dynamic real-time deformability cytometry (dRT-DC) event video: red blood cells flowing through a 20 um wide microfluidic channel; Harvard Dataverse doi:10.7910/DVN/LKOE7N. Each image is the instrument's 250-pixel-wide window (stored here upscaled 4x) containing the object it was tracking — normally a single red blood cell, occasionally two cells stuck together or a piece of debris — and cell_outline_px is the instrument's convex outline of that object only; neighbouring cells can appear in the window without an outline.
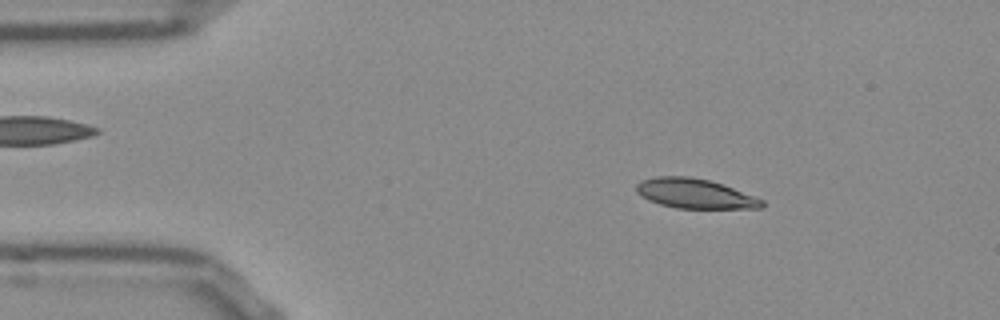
{"species": "Egyptian fruit bat (a non-hibernating species)", "species_latin": "Rousettus aegyptiacus", "temperature_condition": "room temperature", "stored_images_in_passage": 51, "camera_frame_rate_fps": 3000, "um_per_image_px": 0.085, "frame": {"image": 1, "passage_image": 7, "time_ms": 2.0, "image_size_px": [1000, 320], "cell_outline_px": [[764, 204], [760, 208], [676, 208], [660, 204], [648, 200], [640, 196], [636, 192], [636, 184], [644, 180], [656, 176], [688, 176], [708, 180], [724, 184], [756, 196], [764, 200]], "centroid_in_image_um": [59.07, 16.45], "position_along_channel_um": 25.9, "area_um2": 21.79}}
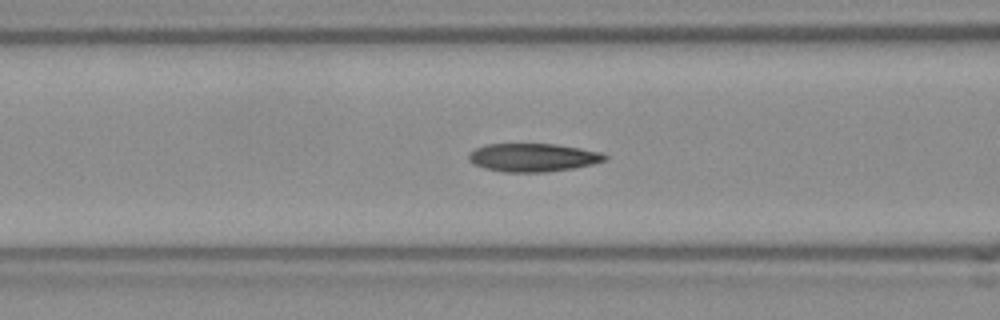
{"frame": {"image": 2, "passage_image": 19, "time_ms": 6.0, "image_size_px": [1000, 320], "cell_outline_px": [[608, 156], [604, 160], [592, 164], [572, 168], [548, 172], [504, 172], [484, 168], [468, 160], [468, 152], [484, 144], [556, 144], [580, 148], [600, 152]], "centroid_in_image_um": [45.27, 13.38], "position_along_channel_um": 121.3, "area_um2": 22.37}}
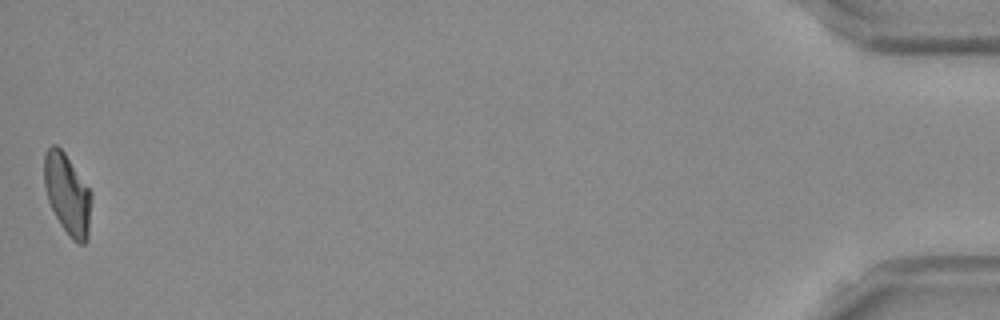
{"frame": {"image": 3, "passage_image": 51, "time_ms": 16.667, "image_size_px": [1000, 320], "cell_outline_px": [[92, 196], [88, 240], [84, 244], [80, 244], [72, 240], [60, 224], [48, 200], [44, 184], [44, 152], [52, 144], [56, 144], [64, 152], [92, 192]], "centroid_in_image_um": [5.74, 16.51], "position_along_channel_um": 429.5, "area_um2": 22.31}, "authors_computed_cell_mechanics": {"area_um2": 22.1952, "velocity_mm_per_s": 3.8344, "shape_relaxation_time_tau1_ms": 3.8168, "shape_relaxation_time_tau2_ms": 2.1871, "deformation_change_tau1": 0.1696, "deformation_change_tau2": 0.1023}}